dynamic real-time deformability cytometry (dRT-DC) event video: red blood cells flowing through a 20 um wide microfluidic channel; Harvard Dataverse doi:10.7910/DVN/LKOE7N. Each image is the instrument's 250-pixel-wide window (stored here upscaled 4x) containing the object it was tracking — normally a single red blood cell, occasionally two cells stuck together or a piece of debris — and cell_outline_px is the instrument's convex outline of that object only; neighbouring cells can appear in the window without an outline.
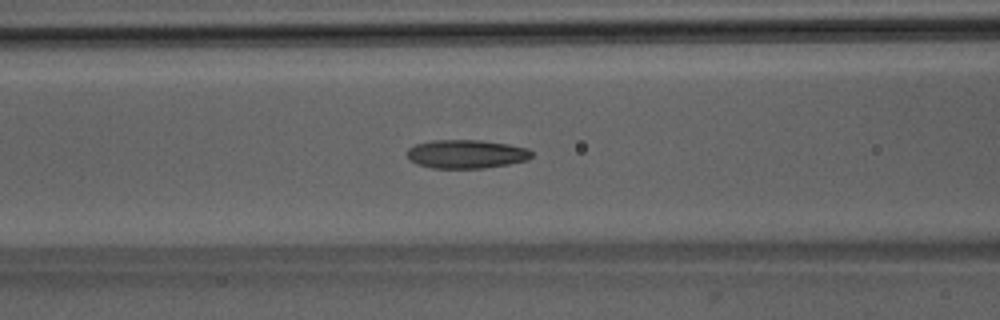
{"species": "Egyptian fruit bat (a non-hibernating species)", "species_latin": "Rousettus aegyptiacus", "temperature_condition": "room temperature", "stored_images_in_passage": 36, "camera_frame_rate_fps": 3000, "um_per_image_px": 0.085, "animal": {"sex": "male"}, "frame": {"image": 1, "passage_image": 6, "time_ms": 1.667, "image_size_px": [1000, 320], "cell_outline_px": [[532, 156], [528, 160], [508, 164], [484, 168], [432, 168], [416, 164], [408, 160], [408, 148], [416, 144], [432, 140], [480, 140], [508, 144], [528, 148], [532, 152]], "centroid_in_image_um": [39.63, 13.09], "position_along_channel_um": 127.0, "area_um2": 20.87}}
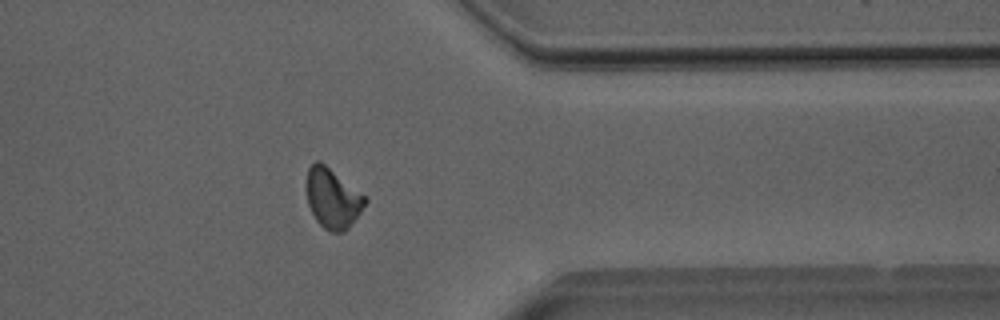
{"frame": {"image": 2, "passage_image": 26, "time_ms": 8.333, "image_size_px": [1000, 320], "cell_outline_px": [[368, 200], [360, 212], [348, 228], [344, 232], [328, 232], [316, 220], [308, 204], [308, 168], [316, 160], [320, 160], [368, 196]], "centroid_in_image_um": [28.32, 16.85], "position_along_channel_um": 383.1, "area_um2": 20.46}}
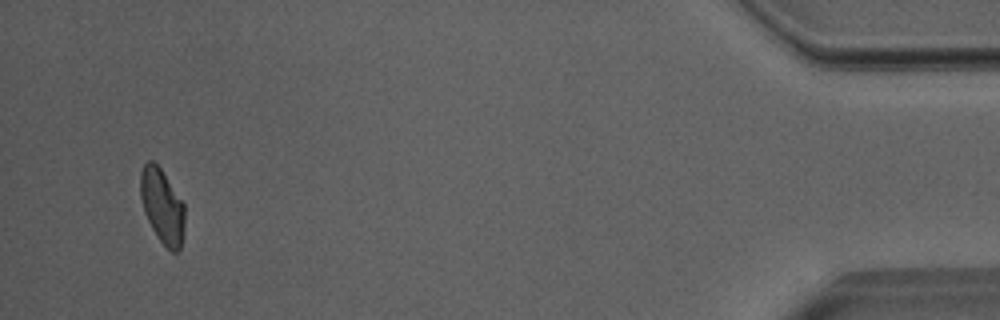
{"frame": {"image": 3, "passage_image": 34, "time_ms": 11.0, "image_size_px": [1000, 320], "cell_outline_px": [[184, 224], [180, 248], [176, 252], [172, 252], [160, 240], [152, 228], [144, 212], [140, 196], [140, 172], [144, 164], [148, 160], [152, 160], [160, 168], [184, 204]], "centroid_in_image_um": [13.76, 17.5], "position_along_channel_um": 421.4, "area_um2": 18.9}, "authors_computed_cell_mechanics": {"area_um2": 20.0277, "velocity_mm_per_s": 3.9983, "shape_relaxation_time_tau1_ms": 8.8821, "shape_relaxation_time_tau2_ms": 2.2251, "deformation_change_tau1": 0.2111, "deformation_change_tau2": 0.0865}}